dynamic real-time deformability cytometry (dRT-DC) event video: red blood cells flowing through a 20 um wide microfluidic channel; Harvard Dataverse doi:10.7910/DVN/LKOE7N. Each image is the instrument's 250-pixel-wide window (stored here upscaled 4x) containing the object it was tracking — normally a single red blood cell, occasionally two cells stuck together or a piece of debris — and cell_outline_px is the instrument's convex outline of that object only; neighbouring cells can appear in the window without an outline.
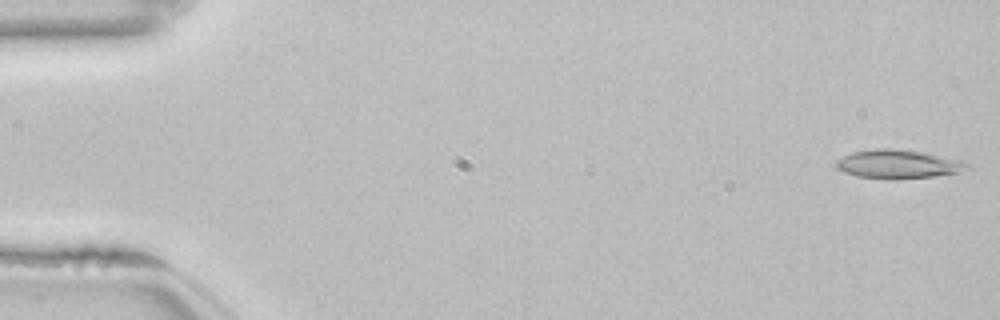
{"species": "common noctule bat (a hibernating species)", "species_latin": "Nyctalus noctula", "temperature_condition": "room temperature", "stored_images_in_passage": 53, "camera_frame_rate_fps": 3000, "um_per_image_px": 0.085, "animal": {"sex": "female", "body_mass_g": 22.7, "forearm_length_mm": 54.2}, "frame": {"image": 1, "passage_image": 1, "time_ms": 0.0, "image_size_px": [1000, 320], "cell_outline_px": [[968, 168], [956, 172], [932, 176], [896, 180], [884, 180], [856, 176], [844, 172], [836, 168], [836, 160], [852, 152], [876, 148], [896, 148], [924, 152], [964, 160], [968, 164]], "centroid_in_image_um": [76.31, 13.95], "position_along_channel_um": 8.7, "area_um2": 22.2}}
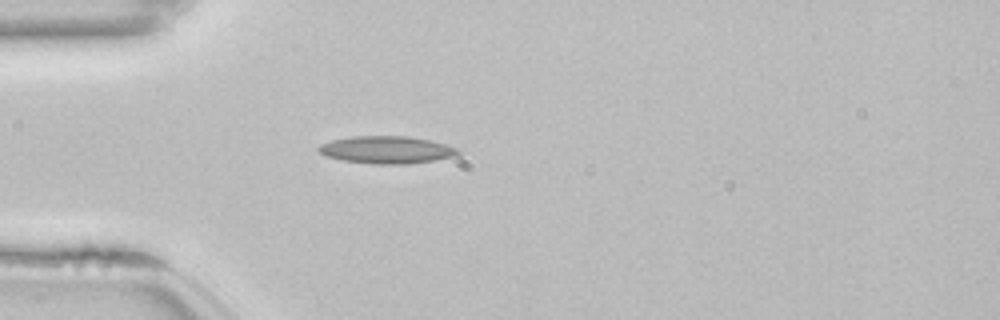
{"frame": {"image": 2, "passage_image": 15, "time_ms": 4.667, "image_size_px": [1000, 320], "cell_outline_px": [[464, 152], [460, 156], [404, 164], [372, 164], [344, 160], [324, 156], [316, 148], [320, 144], [332, 140], [352, 136], [408, 136], [428, 140], [460, 148]], "centroid_in_image_um": [32.91, 12.73], "position_along_channel_um": 52.1, "area_um2": 22.43}}
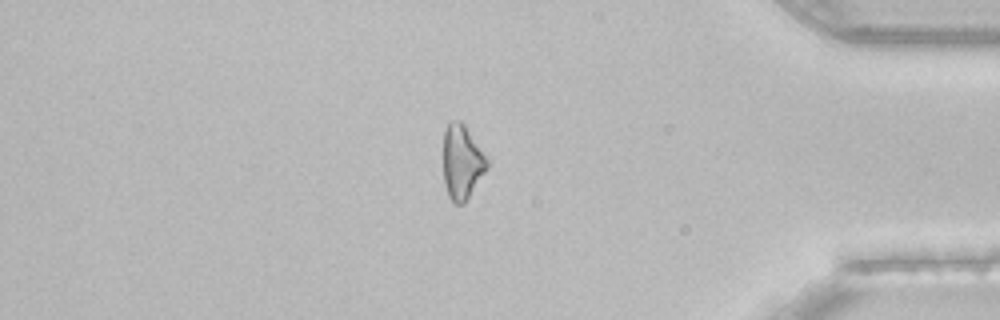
{"frame": {"image": 3, "passage_image": 45, "time_ms": 14.667, "image_size_px": [1000, 320], "cell_outline_px": [[488, 168], [464, 204], [456, 204], [448, 196], [444, 184], [444, 128], [452, 120], [460, 120], [464, 124], [488, 160]], "centroid_in_image_um": [39.26, 13.79], "position_along_channel_um": 395.9, "area_um2": 18.84}}